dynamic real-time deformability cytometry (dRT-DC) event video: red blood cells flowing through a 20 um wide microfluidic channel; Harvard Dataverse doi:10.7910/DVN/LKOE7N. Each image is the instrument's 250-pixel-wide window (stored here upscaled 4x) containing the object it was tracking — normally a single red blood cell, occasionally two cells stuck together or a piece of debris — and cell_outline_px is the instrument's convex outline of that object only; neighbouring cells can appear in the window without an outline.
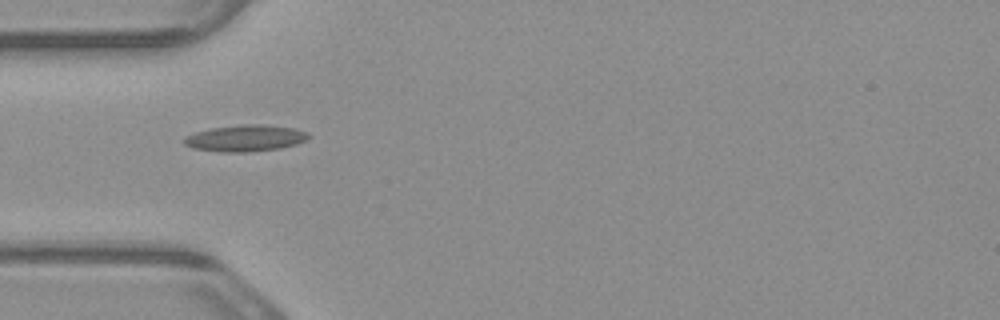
{"species": "common noctule bat (a hibernating species)", "species_latin": "Nyctalus noctula", "temperature_condition": "warm", "stored_images_in_passage": 6, "camera_frame_rate_fps": 3000, "um_per_image_px": 0.085, "animal": {"sex": "male", "body_mass_g": 23.1, "forearm_length_mm": 52.7}, "frame": {"image": 1, "passage_image": 2, "time_ms": 0.333, "image_size_px": [1000, 320], "cell_outline_px": [[312, 136], [308, 140], [296, 144], [280, 148], [248, 152], [220, 152], [192, 148], [184, 144], [184, 136], [196, 132], [212, 128], [240, 124], [264, 124], [296, 128], [308, 132]], "centroid_in_image_um": [20.9, 11.74], "position_along_channel_um": 64.1, "area_um2": 19.48}}
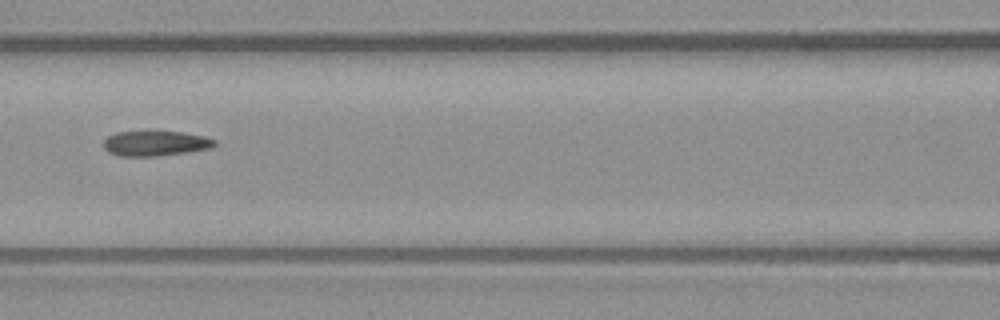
{"frame": {"image": 2, "passage_image": 4, "time_ms": 1.0, "image_size_px": [1000, 320], "cell_outline_px": [[216, 144], [208, 148], [188, 152], [156, 156], [120, 156], [108, 152], [104, 148], [104, 140], [108, 136], [116, 132], [148, 128], [180, 132], [204, 136], [216, 140]], "centroid_in_image_um": [13.15, 12.13], "position_along_channel_um": 153.4, "area_um2": 16.94}}
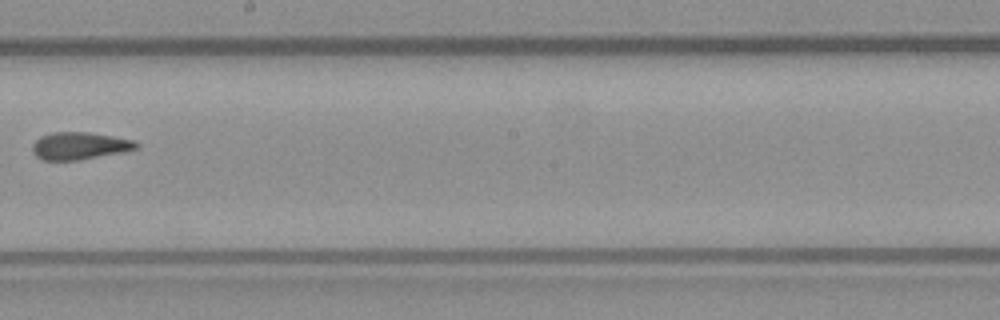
{"frame": {"image": 3, "passage_image": 6, "time_ms": 1.667, "image_size_px": [1000, 320], "cell_outline_px": [[140, 148], [124, 152], [80, 160], [40, 160], [32, 152], [32, 144], [40, 136], [52, 132], [88, 132], [136, 140], [140, 144]], "centroid_in_image_um": [6.79, 12.4], "position_along_channel_um": 241.4, "area_um2": 16.88}}